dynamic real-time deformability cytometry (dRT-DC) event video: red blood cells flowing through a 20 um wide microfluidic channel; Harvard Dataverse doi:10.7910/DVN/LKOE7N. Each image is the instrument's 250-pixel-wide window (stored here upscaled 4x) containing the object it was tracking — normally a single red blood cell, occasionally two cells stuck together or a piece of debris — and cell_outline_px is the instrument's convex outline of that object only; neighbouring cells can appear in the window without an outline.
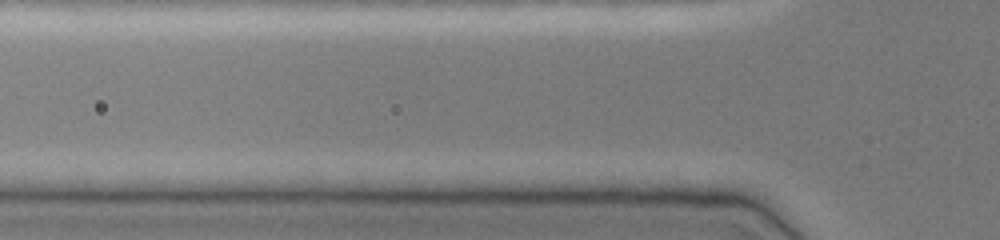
{"species": "common noctule bat (a hibernating species)", "species_latin": "Nyctalus noctula", "temperature_condition": "cold", "stored_images_in_passage": 3, "camera_frame_rate_fps": 3000, "um_per_image_px": 0.085, "animal": {"sex": "female", "body_mass_g": 19.0, "forearm_length_mm": 51.5}, "frame": {"image": 1, "passage_image": 3, "time_ms": 0.667, "image_size_px": [1000, 240], "cell_outline_px": [[728, 148], [720, 152], [676, 152], [576, 148], [576, 144], [584, 140], [636, 140], [724, 144]], "centroid_in_image_um": [55.37, 12.41], "position_along_channel_um": 70.4, "area_um2": 10.06}}